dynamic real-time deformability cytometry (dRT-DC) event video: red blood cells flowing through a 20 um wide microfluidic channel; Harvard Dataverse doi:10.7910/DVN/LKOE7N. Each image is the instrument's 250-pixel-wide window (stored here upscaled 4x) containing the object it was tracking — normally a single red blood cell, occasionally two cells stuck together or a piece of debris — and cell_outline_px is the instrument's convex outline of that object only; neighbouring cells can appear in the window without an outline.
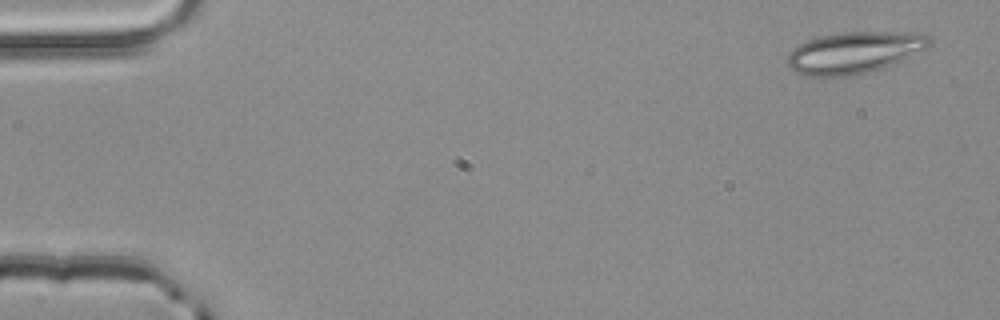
{"species": "common noctule bat (a hibernating species)", "species_latin": "Nyctalus noctula", "temperature_condition": "room temperature", "stored_images_in_passage": 4, "camera_frame_rate_fps": 3000, "um_per_image_px": 0.085, "animal": {"sex": "male", "body_mass_g": 20.4}, "frame": {"image": 1, "passage_image": 1, "time_ms": 0.0, "image_size_px": [1000, 320], "cell_outline_px": [[932, 44], [928, 48], [900, 60], [880, 68], [848, 76], [804, 76], [796, 72], [788, 64], [788, 52], [792, 48], [808, 40], [820, 36], [840, 32], [916, 32], [928, 36], [932, 40]], "centroid_in_image_um": [72.61, 4.44], "position_along_channel_um": 12.4, "area_um2": 34.16}}